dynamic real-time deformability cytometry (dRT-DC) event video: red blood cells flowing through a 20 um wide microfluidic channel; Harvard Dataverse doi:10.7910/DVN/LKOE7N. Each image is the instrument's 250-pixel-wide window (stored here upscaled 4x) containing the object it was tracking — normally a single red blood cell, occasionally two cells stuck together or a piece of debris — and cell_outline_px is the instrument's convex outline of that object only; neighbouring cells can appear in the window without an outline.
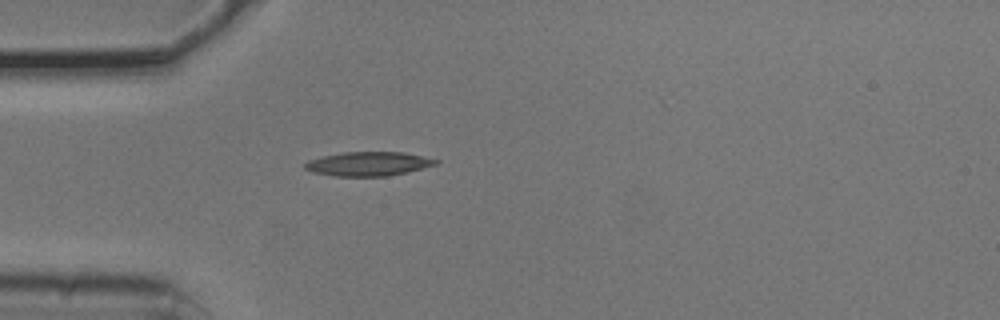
{"species": "common noctule bat (a hibernating species)", "species_latin": "Nyctalus noctula", "temperature_condition": "cold", "stored_images_in_passage": 1, "camera_frame_rate_fps": 3000, "um_per_image_px": 0.085, "animal": {"sex": "male", "body_mass_g": 20.5, "forearm_length_mm": 52.5}, "frame": {"image": 1, "passage_image": 1, "time_ms": 0.0, "image_size_px": [1000, 320], "cell_outline_px": [[440, 160], [436, 164], [408, 172], [388, 176], [336, 176], [312, 172], [304, 168], [304, 164], [308, 160], [324, 156], [344, 152], [404, 152]], "centroid_in_image_um": [31.31, 13.92], "position_along_channel_um": 53.7, "area_um2": 18.26}}